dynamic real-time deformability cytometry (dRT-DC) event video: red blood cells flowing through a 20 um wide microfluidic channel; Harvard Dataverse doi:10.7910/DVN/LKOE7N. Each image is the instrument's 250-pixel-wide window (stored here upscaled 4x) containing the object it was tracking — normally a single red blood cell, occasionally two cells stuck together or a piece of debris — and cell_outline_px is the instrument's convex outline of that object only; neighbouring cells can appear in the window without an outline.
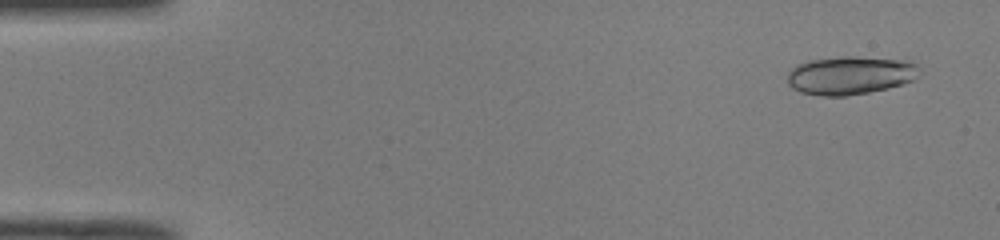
{"species": "common noctule bat (a hibernating species)", "species_latin": "Nyctalus noctula", "temperature_condition": "room temperature", "stored_images_in_passage": 50, "camera_frame_rate_fps": 3000, "um_per_image_px": 0.085, "animal": {"sex": "male", "body_mass_g": 19.0, "forearm_length_mm": 50.8}, "frame": {"image": 1, "passage_image": 3, "time_ms": 0.667, "image_size_px": [1000, 240], "cell_outline_px": [[920, 68], [912, 80], [904, 84], [888, 88], [868, 92], [844, 96], [824, 96], [800, 92], [792, 88], [788, 84], [788, 72], [796, 64], [808, 60], [840, 56], [856, 56], [904, 60], [916, 64]], "centroid_in_image_um": [72.23, 6.39], "position_along_channel_um": 12.8, "area_um2": 29.54}}
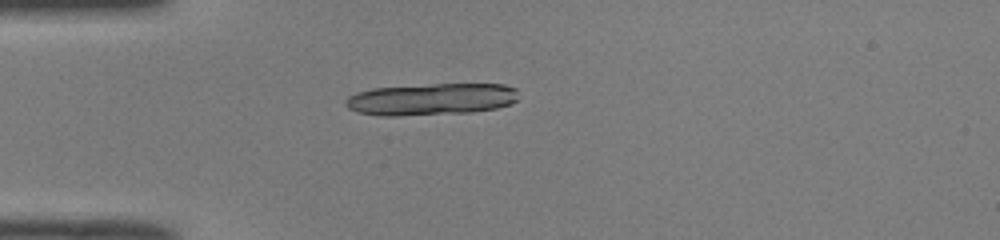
{"frame": {"image": 2, "passage_image": 14, "time_ms": 4.333, "image_size_px": [1000, 240], "cell_outline_px": [[516, 100], [508, 104], [496, 108], [472, 112], [396, 116], [380, 116], [356, 112], [348, 108], [344, 104], [344, 100], [348, 96], [356, 92], [372, 88], [432, 84], [504, 84], [516, 88]], "centroid_in_image_um": [36.59, 8.43], "position_along_channel_um": 48.4, "area_um2": 32.25}, "authors_computed_cell_mechanics": {"area_um2": 28.6688, "velocity_mm_per_s": 4.0244, "shape_relaxation_time_tau1_ms": 1.3207, "shape_relaxation_time_tau2_ms": 4.3534, "deformation_change_tau1": 0.3042, "deformation_change_tau2": 0.0855}}